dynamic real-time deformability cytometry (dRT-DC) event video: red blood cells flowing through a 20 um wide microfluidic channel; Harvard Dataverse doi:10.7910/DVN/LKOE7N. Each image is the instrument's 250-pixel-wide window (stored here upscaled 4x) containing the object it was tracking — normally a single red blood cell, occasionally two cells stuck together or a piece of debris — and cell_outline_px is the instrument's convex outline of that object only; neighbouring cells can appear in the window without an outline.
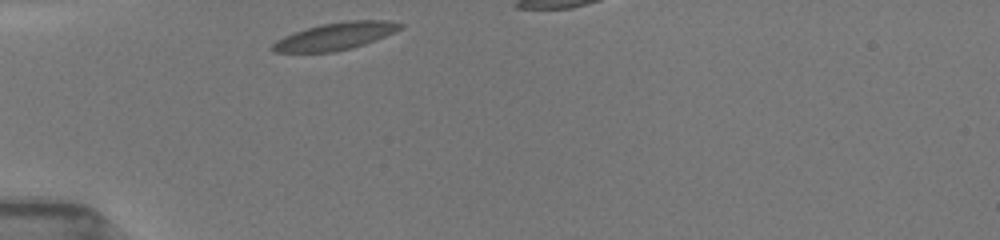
{"species": "common noctule bat (a hibernating species)", "species_latin": "Nyctalus noctula", "temperature_condition": "room temperature", "stored_images_in_passage": 10, "camera_frame_rate_fps": 3000, "um_per_image_px": 0.085, "animal": {"sex": "female", "body_mass_g": 19.5, "forearm_length_mm": 54.1}, "frame": {"image": 1, "passage_image": 1, "time_ms": 0.0, "image_size_px": [1000, 240], "cell_outline_px": [[404, 24], [400, 28], [376, 40], [352, 48], [332, 52], [272, 52], [268, 48], [276, 40], [284, 36], [320, 24], [348, 20], [388, 20]], "centroid_in_image_um": [28.46, 3.08], "position_along_channel_um": 56.5, "area_um2": 20.17}}
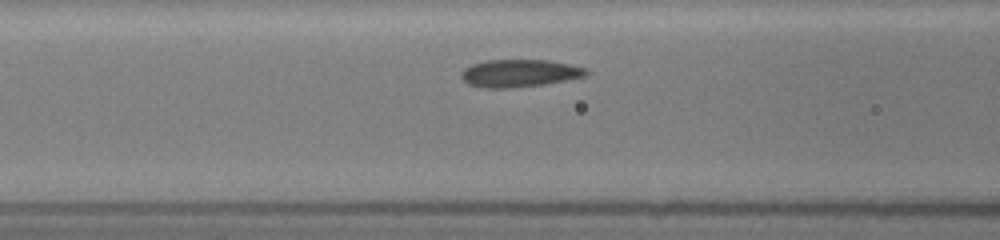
{"frame": {"image": 2, "passage_image": 7, "time_ms": 2.0, "image_size_px": [1000, 240], "cell_outline_px": [[588, 72], [584, 76], [544, 84], [508, 88], [484, 88], [468, 84], [460, 76], [460, 72], [464, 68], [472, 64], [484, 60], [548, 60], [568, 64], [584, 68]], "centroid_in_image_um": [44.07, 6.22], "position_along_channel_um": 122.5, "area_um2": 19.88}}